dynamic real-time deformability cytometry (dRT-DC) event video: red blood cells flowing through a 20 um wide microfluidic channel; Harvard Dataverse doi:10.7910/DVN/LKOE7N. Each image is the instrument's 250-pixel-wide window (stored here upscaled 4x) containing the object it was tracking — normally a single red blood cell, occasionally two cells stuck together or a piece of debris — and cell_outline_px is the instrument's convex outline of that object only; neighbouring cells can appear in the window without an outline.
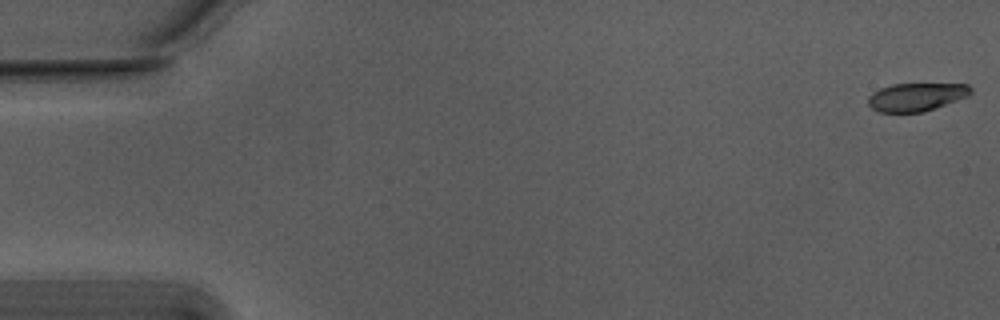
{"species": "Egyptian fruit bat (a non-hibernating species)", "species_latin": "Rousettus aegyptiacus", "temperature_condition": "warm", "stored_images_in_passage": 54, "camera_frame_rate_fps": 3000, "um_per_image_px": 0.085, "animal": {"sex": "male"}, "frame": {"image": 1, "passage_image": 1, "time_ms": 0.0, "image_size_px": [1000, 320], "cell_outline_px": [[972, 92], [968, 96], [920, 112], [880, 112], [872, 108], [868, 104], [868, 96], [872, 92], [880, 88], [892, 84], [968, 84], [972, 88]], "centroid_in_image_um": [77.85, 8.22], "position_along_channel_um": 7.1, "area_um2": 16.59}}
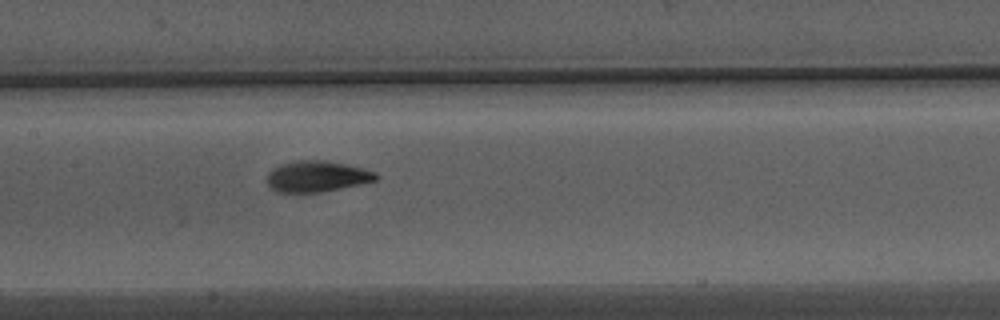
{"frame": {"image": 2, "passage_image": 27, "time_ms": 8.667, "image_size_px": [1000, 320], "cell_outline_px": [[380, 176], [376, 180], [360, 184], [320, 192], [276, 192], [268, 184], [268, 172], [272, 168], [280, 164], [300, 160], [320, 160], [344, 164], [376, 172]], "centroid_in_image_um": [26.92, 14.99], "position_along_channel_um": 180.5, "area_um2": 19.42}}
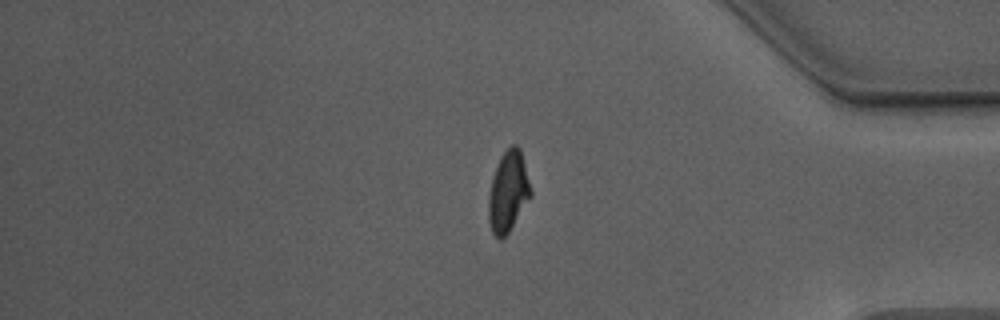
{"frame": {"image": 3, "passage_image": 46, "time_ms": 15.0, "image_size_px": [1000, 320], "cell_outline_px": [[532, 196], [508, 232], [500, 240], [492, 232], [488, 220], [488, 196], [492, 176], [500, 156], [512, 144], [516, 144], [520, 148], [532, 192]], "centroid_in_image_um": [43.18, 16.28], "position_along_channel_um": 392.0, "area_um2": 19.83}, "authors_computed_cell_mechanics": {"area_um2": 19.1318, "velocity_mm_per_s": 3.7566, "shape_relaxation_time_tau1_ms": 4.401, "shape_relaxation_time_tau2_ms": 1.1949, "deformation_change_tau1": 0.1958, "deformation_change_tau2": 0.0771}}